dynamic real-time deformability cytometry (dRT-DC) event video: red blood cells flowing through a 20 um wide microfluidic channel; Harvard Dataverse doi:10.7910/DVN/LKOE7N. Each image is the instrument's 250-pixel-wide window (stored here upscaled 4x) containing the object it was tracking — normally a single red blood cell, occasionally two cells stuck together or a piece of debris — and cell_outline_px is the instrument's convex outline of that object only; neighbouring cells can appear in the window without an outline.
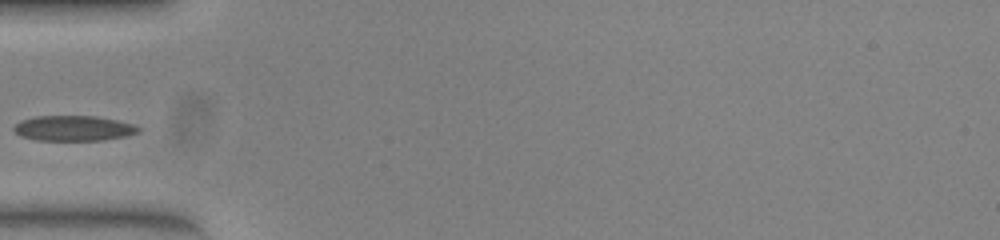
{"species": "common noctule bat (a hibernating species)", "species_latin": "Nyctalus noctula", "temperature_condition": "warm", "stored_images_in_passage": 26, "camera_frame_rate_fps": 3000, "um_per_image_px": 0.085, "animal": {"sex": "female", "body_mass_g": 23.0, "forearm_length_mm": 53.4}, "frame": {"image": 1, "passage_image": 1, "time_ms": 0.0, "image_size_px": [1000, 240], "cell_outline_px": [[140, 132], [128, 136], [100, 140], [36, 140], [20, 136], [12, 128], [20, 120], [36, 116], [96, 116], [116, 120], [132, 124], [140, 128]], "centroid_in_image_um": [6.24, 10.9], "position_along_channel_um": 78.8, "area_um2": 18.32}}
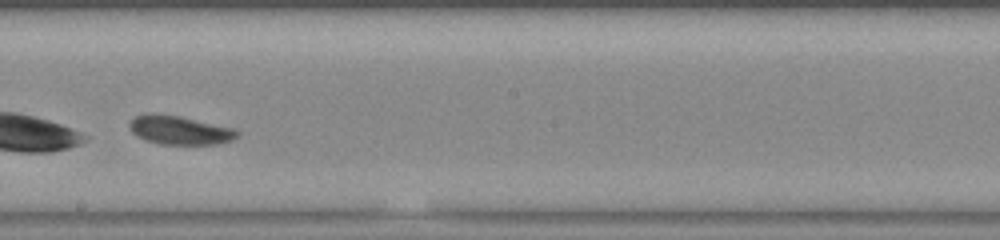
{"frame": {"image": 2, "passage_image": 13, "time_ms": 4.0, "image_size_px": [1000, 240], "cell_outline_px": [[240, 136], [232, 140], [216, 144], [160, 144], [144, 140], [136, 136], [128, 128], [128, 124], [136, 116], [144, 112], [152, 112], [180, 116], [232, 128], [240, 132]], "centroid_in_image_um": [15.22, 11.05], "position_along_channel_um": 233.0, "area_um2": 18.26}}
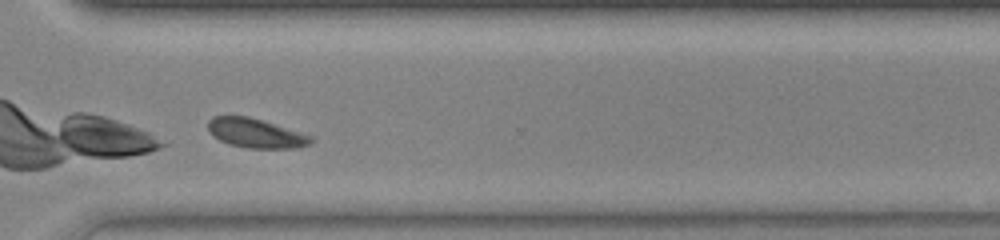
{"frame": {"image": 3, "passage_image": 22, "time_ms": 7.0, "image_size_px": [1000, 240], "cell_outline_px": [[312, 144], [296, 148], [248, 148], [228, 144], [212, 136], [208, 132], [208, 120], [212, 116], [248, 116], [312, 136]], "centroid_in_image_um": [21.69, 11.33], "position_along_channel_um": 348.9, "area_um2": 17.51}}